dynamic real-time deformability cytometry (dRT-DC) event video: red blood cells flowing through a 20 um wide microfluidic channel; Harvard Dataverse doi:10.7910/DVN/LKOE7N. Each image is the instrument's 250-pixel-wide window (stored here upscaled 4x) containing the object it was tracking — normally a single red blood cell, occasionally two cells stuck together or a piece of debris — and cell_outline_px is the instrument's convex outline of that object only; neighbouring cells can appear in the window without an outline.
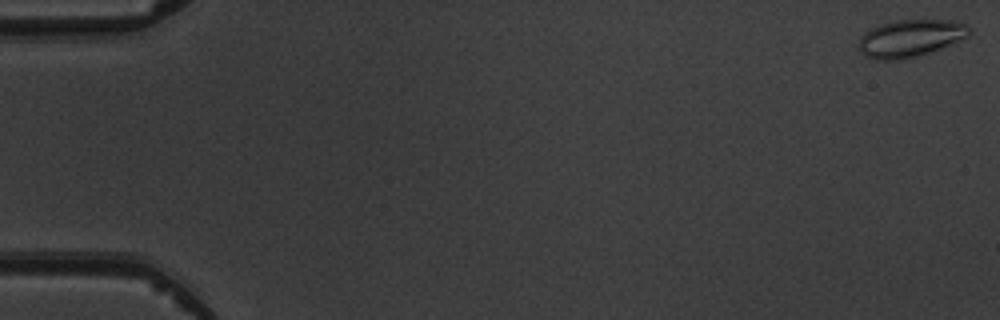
{"species": "common noctule bat (a hibernating species)", "species_latin": "Nyctalus noctula", "temperature_condition": "warm", "stored_images_in_passage": 4, "camera_frame_rate_fps": 3000, "um_per_image_px": 0.085, "animal": {"sex": "male", "body_mass_g": 19.5, "forearm_length_mm": 54.6}, "frame": {"image": 1, "passage_image": 1, "time_ms": 0.0, "image_size_px": [1000, 320], "cell_outline_px": [[972, 32], [968, 36], [960, 40], [928, 52], [916, 56], [900, 60], [876, 60], [864, 56], [860, 52], [860, 36], [864, 32], [880, 24], [896, 20], [948, 20], [964, 24], [972, 28]], "centroid_in_image_um": [77.36, 3.25], "position_along_channel_um": 7.6, "area_um2": 23.87}}